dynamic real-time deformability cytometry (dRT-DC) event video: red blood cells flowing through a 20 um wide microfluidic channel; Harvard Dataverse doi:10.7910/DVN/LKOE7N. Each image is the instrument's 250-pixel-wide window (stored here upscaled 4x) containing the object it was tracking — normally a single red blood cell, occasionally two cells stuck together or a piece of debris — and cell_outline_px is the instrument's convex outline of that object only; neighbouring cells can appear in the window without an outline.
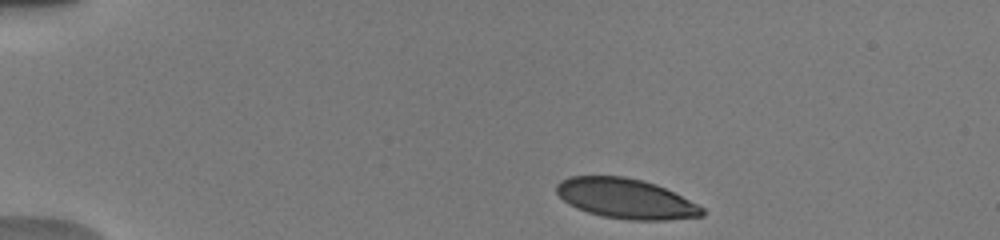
{"species": "human", "species_latin": "Homo sapiens", "temperature_condition": "warm", "stored_images_in_passage": 6, "camera_frame_rate_fps": 3000, "um_per_image_px": 0.085, "donor": {"sex": "male"}, "frame": {"image": 1, "passage_image": 1, "time_ms": 0.0, "image_size_px": [1000, 240], "cell_outline_px": [[704, 216], [668, 220], [628, 220], [600, 216], [576, 208], [568, 204], [556, 192], [556, 184], [560, 180], [568, 176], [624, 176], [656, 184], [704, 208]], "centroid_in_image_um": [53.15, 16.89], "position_along_channel_um": 31.8, "area_um2": 33.87}}
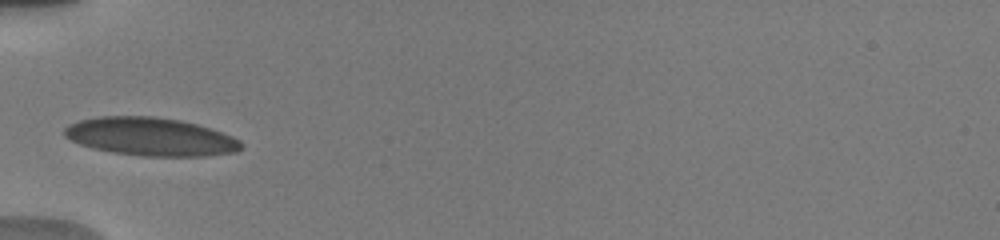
{"frame": {"image": 2, "passage_image": 4, "time_ms": 3.0, "image_size_px": [1000, 240], "cell_outline_px": [[244, 144], [236, 152], [208, 156], [144, 156], [112, 152], [92, 148], [80, 144], [64, 136], [64, 128], [68, 124], [80, 120], [96, 116], [156, 116], [180, 120], [196, 124], [232, 136], [240, 140]], "centroid_in_image_um": [12.78, 11.61], "position_along_channel_um": 72.2, "area_um2": 39.36}}